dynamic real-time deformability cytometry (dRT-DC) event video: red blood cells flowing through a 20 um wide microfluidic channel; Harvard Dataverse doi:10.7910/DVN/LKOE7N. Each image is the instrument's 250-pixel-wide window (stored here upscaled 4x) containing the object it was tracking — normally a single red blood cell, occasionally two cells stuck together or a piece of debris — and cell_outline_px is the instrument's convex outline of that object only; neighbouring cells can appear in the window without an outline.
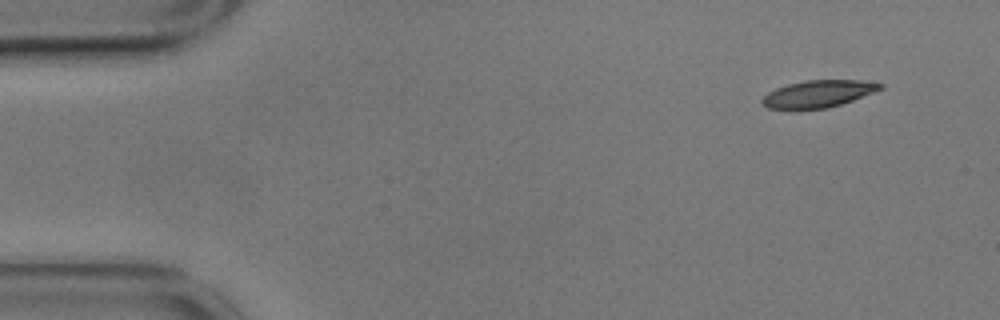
{"species": "common noctule bat (a hibernating species)", "species_latin": "Nyctalus noctula", "temperature_condition": "cold", "stored_images_in_passage": 53, "camera_frame_rate_fps": 3000, "um_per_image_px": 0.085, "animal": {"sex": "male", "body_mass_g": 17.9}, "frame": {"image": 1, "passage_image": 1, "time_ms": 0.0, "image_size_px": [1000, 320], "cell_outline_px": [[884, 88], [876, 92], [828, 108], [768, 108], [760, 100], [768, 92], [776, 88], [788, 84], [804, 80], [860, 80], [884, 84]], "centroid_in_image_um": [69.59, 7.95], "position_along_channel_um": 15.4, "area_um2": 18.44}}
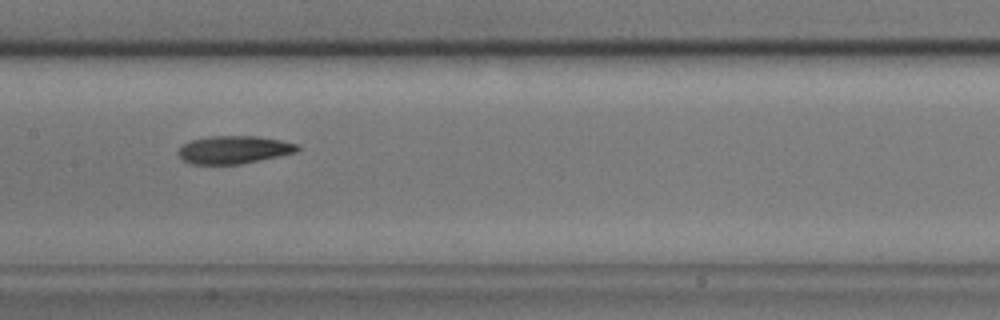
{"frame": {"image": 2, "passage_image": 24, "time_ms": 7.667, "image_size_px": [1000, 320], "cell_outline_px": [[300, 148], [296, 152], [280, 156], [240, 164], [192, 164], [184, 160], [176, 152], [184, 144], [192, 140], [212, 136], [256, 136], [280, 140], [300, 144]], "centroid_in_image_um": [19.92, 12.73], "position_along_channel_um": 187.5, "area_um2": 19.25}}
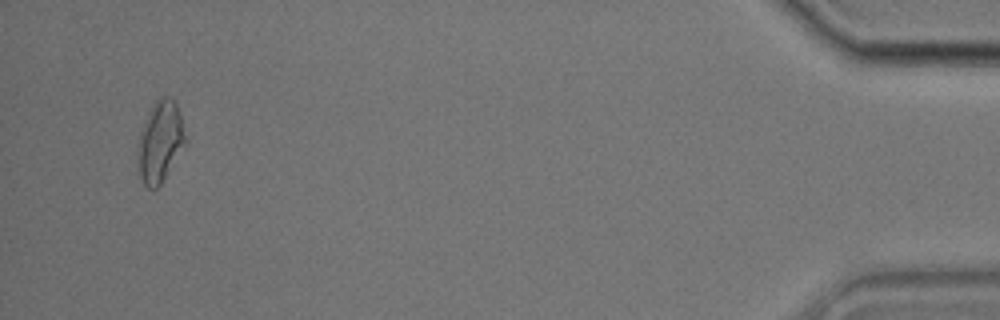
{"frame": {"image": 3, "passage_image": 51, "time_ms": 16.667, "image_size_px": [1000, 320], "cell_outline_px": [[188, 140], [160, 184], [156, 188], [148, 188], [144, 184], [140, 176], [136, 152], [140, 132], [148, 112], [152, 104], [160, 96], [168, 96], [176, 104], [188, 136]], "centroid_in_image_um": [13.61, 12.01], "position_along_channel_um": 421.6, "area_um2": 22.54}, "authors_computed_cell_mechanics": {"area_um2": 19.5364, "velocity_mm_per_s": 3.4927, "shape_relaxation_time_tau1_ms": 3.3244, "shape_relaxation_time_tau2_ms": 4.2566, "deformation_change_tau1": 0.1221, "deformation_change_tau2": 0.1278}}